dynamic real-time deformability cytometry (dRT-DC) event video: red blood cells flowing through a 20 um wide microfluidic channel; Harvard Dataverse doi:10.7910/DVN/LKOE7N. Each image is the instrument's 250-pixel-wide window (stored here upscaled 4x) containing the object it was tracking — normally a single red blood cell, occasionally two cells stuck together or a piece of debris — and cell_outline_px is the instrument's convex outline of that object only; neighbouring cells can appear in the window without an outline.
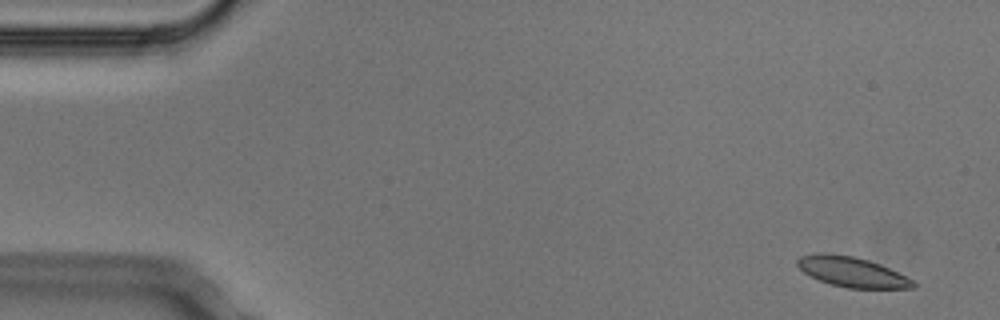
{"species": "Egyptian fruit bat (a non-hibernating species)", "species_latin": "Rousettus aegyptiacus", "temperature_condition": "cold", "stored_images_in_passage": 5, "camera_frame_rate_fps": 3000, "um_per_image_px": 0.085, "animal": {"sex": "male"}, "frame": {"image": 1, "passage_image": 1, "time_ms": 0.0, "image_size_px": [1000, 320], "cell_outline_px": [[920, 284], [916, 288], [848, 288], [832, 284], [820, 280], [804, 272], [796, 264], [796, 260], [800, 256], [820, 252], [824, 252], [852, 256], [868, 260], [880, 264], [916, 280]], "centroid_in_image_um": [72.49, 23.11], "position_along_channel_um": 12.5, "area_um2": 20.4}}
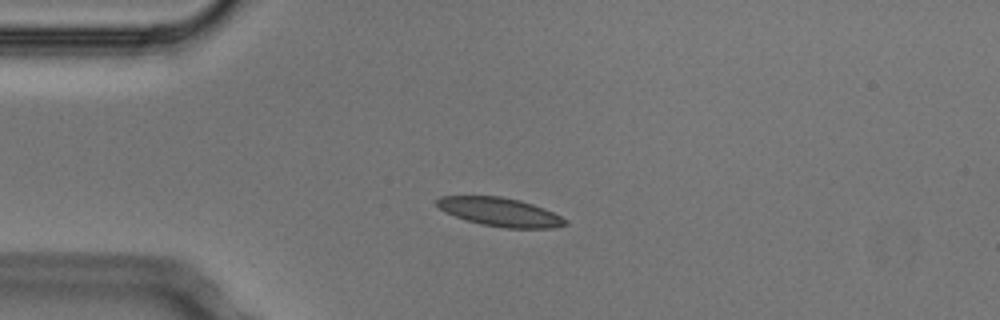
{"frame": {"image": 2, "passage_image": 4, "time_ms": 1.0, "image_size_px": [1000, 320], "cell_outline_px": [[568, 224], [556, 228], [504, 228], [480, 224], [444, 212], [436, 204], [436, 200], [440, 196], [500, 196], [520, 200], [544, 208], [568, 220]], "centroid_in_image_um": [42.52, 18.02], "position_along_channel_um": 42.5, "area_um2": 21.39}}